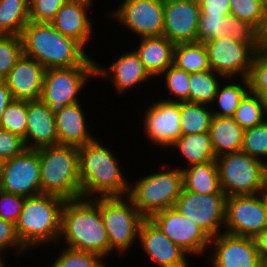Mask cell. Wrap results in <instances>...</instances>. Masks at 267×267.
<instances>
[{
    "instance_id": "cell-52",
    "label": "cell",
    "mask_w": 267,
    "mask_h": 267,
    "mask_svg": "<svg viewBox=\"0 0 267 267\" xmlns=\"http://www.w3.org/2000/svg\"><path fill=\"white\" fill-rule=\"evenodd\" d=\"M262 194H263V196H264V198L266 200V203H267V182H266V185H265V187H264V189L262 191Z\"/></svg>"
},
{
    "instance_id": "cell-20",
    "label": "cell",
    "mask_w": 267,
    "mask_h": 267,
    "mask_svg": "<svg viewBox=\"0 0 267 267\" xmlns=\"http://www.w3.org/2000/svg\"><path fill=\"white\" fill-rule=\"evenodd\" d=\"M224 36L240 43L261 44V33L246 21L233 15L200 14L196 42L206 43Z\"/></svg>"
},
{
    "instance_id": "cell-48",
    "label": "cell",
    "mask_w": 267,
    "mask_h": 267,
    "mask_svg": "<svg viewBox=\"0 0 267 267\" xmlns=\"http://www.w3.org/2000/svg\"><path fill=\"white\" fill-rule=\"evenodd\" d=\"M258 254L264 263L267 260V227L254 238Z\"/></svg>"
},
{
    "instance_id": "cell-14",
    "label": "cell",
    "mask_w": 267,
    "mask_h": 267,
    "mask_svg": "<svg viewBox=\"0 0 267 267\" xmlns=\"http://www.w3.org/2000/svg\"><path fill=\"white\" fill-rule=\"evenodd\" d=\"M0 189L25 198L41 194L38 149L26 148L17 156L3 161Z\"/></svg>"
},
{
    "instance_id": "cell-41",
    "label": "cell",
    "mask_w": 267,
    "mask_h": 267,
    "mask_svg": "<svg viewBox=\"0 0 267 267\" xmlns=\"http://www.w3.org/2000/svg\"><path fill=\"white\" fill-rule=\"evenodd\" d=\"M22 54L21 36L0 35V80L7 77Z\"/></svg>"
},
{
    "instance_id": "cell-56",
    "label": "cell",
    "mask_w": 267,
    "mask_h": 267,
    "mask_svg": "<svg viewBox=\"0 0 267 267\" xmlns=\"http://www.w3.org/2000/svg\"><path fill=\"white\" fill-rule=\"evenodd\" d=\"M263 267H267V260L263 263Z\"/></svg>"
},
{
    "instance_id": "cell-42",
    "label": "cell",
    "mask_w": 267,
    "mask_h": 267,
    "mask_svg": "<svg viewBox=\"0 0 267 267\" xmlns=\"http://www.w3.org/2000/svg\"><path fill=\"white\" fill-rule=\"evenodd\" d=\"M248 80L251 92L262 98L267 94V48L262 47L254 58Z\"/></svg>"
},
{
    "instance_id": "cell-38",
    "label": "cell",
    "mask_w": 267,
    "mask_h": 267,
    "mask_svg": "<svg viewBox=\"0 0 267 267\" xmlns=\"http://www.w3.org/2000/svg\"><path fill=\"white\" fill-rule=\"evenodd\" d=\"M27 110V100H12L4 110L0 121V129L24 138L27 128Z\"/></svg>"
},
{
    "instance_id": "cell-32",
    "label": "cell",
    "mask_w": 267,
    "mask_h": 267,
    "mask_svg": "<svg viewBox=\"0 0 267 267\" xmlns=\"http://www.w3.org/2000/svg\"><path fill=\"white\" fill-rule=\"evenodd\" d=\"M29 22V0H0V35L20 36Z\"/></svg>"
},
{
    "instance_id": "cell-31",
    "label": "cell",
    "mask_w": 267,
    "mask_h": 267,
    "mask_svg": "<svg viewBox=\"0 0 267 267\" xmlns=\"http://www.w3.org/2000/svg\"><path fill=\"white\" fill-rule=\"evenodd\" d=\"M173 65L188 73L211 70L208 54L204 43H177L173 51Z\"/></svg>"
},
{
    "instance_id": "cell-16",
    "label": "cell",
    "mask_w": 267,
    "mask_h": 267,
    "mask_svg": "<svg viewBox=\"0 0 267 267\" xmlns=\"http://www.w3.org/2000/svg\"><path fill=\"white\" fill-rule=\"evenodd\" d=\"M147 108L143 112L144 119H141L145 136H148L149 141L157 145L156 147L160 145L167 149L181 136L179 103L164 100L163 97L152 101Z\"/></svg>"
},
{
    "instance_id": "cell-21",
    "label": "cell",
    "mask_w": 267,
    "mask_h": 267,
    "mask_svg": "<svg viewBox=\"0 0 267 267\" xmlns=\"http://www.w3.org/2000/svg\"><path fill=\"white\" fill-rule=\"evenodd\" d=\"M115 61H112L109 67L99 65L96 62V79L108 78L115 86L116 92L124 94L127 90H131L137 85L140 87V83L147 82L146 80L153 78L145 69L143 62L139 59L134 49H130L127 52L117 57ZM110 76V77H109Z\"/></svg>"
},
{
    "instance_id": "cell-29",
    "label": "cell",
    "mask_w": 267,
    "mask_h": 267,
    "mask_svg": "<svg viewBox=\"0 0 267 267\" xmlns=\"http://www.w3.org/2000/svg\"><path fill=\"white\" fill-rule=\"evenodd\" d=\"M170 148L172 151V148L179 150V156L183 155L182 157L187 160V166L216 160L208 133L181 135Z\"/></svg>"
},
{
    "instance_id": "cell-37",
    "label": "cell",
    "mask_w": 267,
    "mask_h": 267,
    "mask_svg": "<svg viewBox=\"0 0 267 267\" xmlns=\"http://www.w3.org/2000/svg\"><path fill=\"white\" fill-rule=\"evenodd\" d=\"M164 77L165 89L173 95V97L167 96L164 100L172 102H190V75L183 69L171 65L168 67L159 77ZM170 97V98H169Z\"/></svg>"
},
{
    "instance_id": "cell-3",
    "label": "cell",
    "mask_w": 267,
    "mask_h": 267,
    "mask_svg": "<svg viewBox=\"0 0 267 267\" xmlns=\"http://www.w3.org/2000/svg\"><path fill=\"white\" fill-rule=\"evenodd\" d=\"M20 36L23 55L36 60L45 69L96 65L80 42L63 35L51 23L30 21Z\"/></svg>"
},
{
    "instance_id": "cell-53",
    "label": "cell",
    "mask_w": 267,
    "mask_h": 267,
    "mask_svg": "<svg viewBox=\"0 0 267 267\" xmlns=\"http://www.w3.org/2000/svg\"><path fill=\"white\" fill-rule=\"evenodd\" d=\"M263 100H264L265 109H266V112H267V94L263 97Z\"/></svg>"
},
{
    "instance_id": "cell-36",
    "label": "cell",
    "mask_w": 267,
    "mask_h": 267,
    "mask_svg": "<svg viewBox=\"0 0 267 267\" xmlns=\"http://www.w3.org/2000/svg\"><path fill=\"white\" fill-rule=\"evenodd\" d=\"M230 14L261 33L267 20V0H230Z\"/></svg>"
},
{
    "instance_id": "cell-50",
    "label": "cell",
    "mask_w": 267,
    "mask_h": 267,
    "mask_svg": "<svg viewBox=\"0 0 267 267\" xmlns=\"http://www.w3.org/2000/svg\"><path fill=\"white\" fill-rule=\"evenodd\" d=\"M261 44L262 47L267 48V20L264 30L261 32Z\"/></svg>"
},
{
    "instance_id": "cell-22",
    "label": "cell",
    "mask_w": 267,
    "mask_h": 267,
    "mask_svg": "<svg viewBox=\"0 0 267 267\" xmlns=\"http://www.w3.org/2000/svg\"><path fill=\"white\" fill-rule=\"evenodd\" d=\"M92 5L91 0H67L50 23L60 33L77 40L86 48L94 33L93 21L88 17Z\"/></svg>"
},
{
    "instance_id": "cell-17",
    "label": "cell",
    "mask_w": 267,
    "mask_h": 267,
    "mask_svg": "<svg viewBox=\"0 0 267 267\" xmlns=\"http://www.w3.org/2000/svg\"><path fill=\"white\" fill-rule=\"evenodd\" d=\"M211 267H263L254 239L220 233L210 241ZM212 249V250H211Z\"/></svg>"
},
{
    "instance_id": "cell-35",
    "label": "cell",
    "mask_w": 267,
    "mask_h": 267,
    "mask_svg": "<svg viewBox=\"0 0 267 267\" xmlns=\"http://www.w3.org/2000/svg\"><path fill=\"white\" fill-rule=\"evenodd\" d=\"M222 76L208 70L191 73L190 75V103H199L211 106Z\"/></svg>"
},
{
    "instance_id": "cell-33",
    "label": "cell",
    "mask_w": 267,
    "mask_h": 267,
    "mask_svg": "<svg viewBox=\"0 0 267 267\" xmlns=\"http://www.w3.org/2000/svg\"><path fill=\"white\" fill-rule=\"evenodd\" d=\"M209 105L180 102L181 135L208 133L213 118Z\"/></svg>"
},
{
    "instance_id": "cell-27",
    "label": "cell",
    "mask_w": 267,
    "mask_h": 267,
    "mask_svg": "<svg viewBox=\"0 0 267 267\" xmlns=\"http://www.w3.org/2000/svg\"><path fill=\"white\" fill-rule=\"evenodd\" d=\"M208 134L216 158L241 151L244 129L232 117L213 116Z\"/></svg>"
},
{
    "instance_id": "cell-55",
    "label": "cell",
    "mask_w": 267,
    "mask_h": 267,
    "mask_svg": "<svg viewBox=\"0 0 267 267\" xmlns=\"http://www.w3.org/2000/svg\"><path fill=\"white\" fill-rule=\"evenodd\" d=\"M2 164H3V160L0 159V174H1Z\"/></svg>"
},
{
    "instance_id": "cell-54",
    "label": "cell",
    "mask_w": 267,
    "mask_h": 267,
    "mask_svg": "<svg viewBox=\"0 0 267 267\" xmlns=\"http://www.w3.org/2000/svg\"><path fill=\"white\" fill-rule=\"evenodd\" d=\"M265 171H266V182H267V161L265 163Z\"/></svg>"
},
{
    "instance_id": "cell-13",
    "label": "cell",
    "mask_w": 267,
    "mask_h": 267,
    "mask_svg": "<svg viewBox=\"0 0 267 267\" xmlns=\"http://www.w3.org/2000/svg\"><path fill=\"white\" fill-rule=\"evenodd\" d=\"M107 15L139 38L163 35L164 0H123Z\"/></svg>"
},
{
    "instance_id": "cell-8",
    "label": "cell",
    "mask_w": 267,
    "mask_h": 267,
    "mask_svg": "<svg viewBox=\"0 0 267 267\" xmlns=\"http://www.w3.org/2000/svg\"><path fill=\"white\" fill-rule=\"evenodd\" d=\"M219 182L227 197L262 193L266 185L265 163L243 151L216 158Z\"/></svg>"
},
{
    "instance_id": "cell-9",
    "label": "cell",
    "mask_w": 267,
    "mask_h": 267,
    "mask_svg": "<svg viewBox=\"0 0 267 267\" xmlns=\"http://www.w3.org/2000/svg\"><path fill=\"white\" fill-rule=\"evenodd\" d=\"M90 78H96V65L46 69L40 100L55 115L65 106L80 102V92Z\"/></svg>"
},
{
    "instance_id": "cell-26",
    "label": "cell",
    "mask_w": 267,
    "mask_h": 267,
    "mask_svg": "<svg viewBox=\"0 0 267 267\" xmlns=\"http://www.w3.org/2000/svg\"><path fill=\"white\" fill-rule=\"evenodd\" d=\"M134 50L143 62L145 69L153 77H159L173 64L175 44L164 35L139 38Z\"/></svg>"
},
{
    "instance_id": "cell-19",
    "label": "cell",
    "mask_w": 267,
    "mask_h": 267,
    "mask_svg": "<svg viewBox=\"0 0 267 267\" xmlns=\"http://www.w3.org/2000/svg\"><path fill=\"white\" fill-rule=\"evenodd\" d=\"M138 241L144 253L160 267H190L188 254L173 243L150 219L145 218L139 228Z\"/></svg>"
},
{
    "instance_id": "cell-4",
    "label": "cell",
    "mask_w": 267,
    "mask_h": 267,
    "mask_svg": "<svg viewBox=\"0 0 267 267\" xmlns=\"http://www.w3.org/2000/svg\"><path fill=\"white\" fill-rule=\"evenodd\" d=\"M65 199L52 194L26 197L16 225L22 245L29 251L59 243Z\"/></svg>"
},
{
    "instance_id": "cell-40",
    "label": "cell",
    "mask_w": 267,
    "mask_h": 267,
    "mask_svg": "<svg viewBox=\"0 0 267 267\" xmlns=\"http://www.w3.org/2000/svg\"><path fill=\"white\" fill-rule=\"evenodd\" d=\"M241 151L266 163L267 119L253 128L244 130Z\"/></svg>"
},
{
    "instance_id": "cell-24",
    "label": "cell",
    "mask_w": 267,
    "mask_h": 267,
    "mask_svg": "<svg viewBox=\"0 0 267 267\" xmlns=\"http://www.w3.org/2000/svg\"><path fill=\"white\" fill-rule=\"evenodd\" d=\"M23 139L28 149L58 145L55 115L41 100L28 101L27 128Z\"/></svg>"
},
{
    "instance_id": "cell-34",
    "label": "cell",
    "mask_w": 267,
    "mask_h": 267,
    "mask_svg": "<svg viewBox=\"0 0 267 267\" xmlns=\"http://www.w3.org/2000/svg\"><path fill=\"white\" fill-rule=\"evenodd\" d=\"M232 118L244 130L262 123L267 119L263 98L249 90L241 99Z\"/></svg>"
},
{
    "instance_id": "cell-15",
    "label": "cell",
    "mask_w": 267,
    "mask_h": 267,
    "mask_svg": "<svg viewBox=\"0 0 267 267\" xmlns=\"http://www.w3.org/2000/svg\"><path fill=\"white\" fill-rule=\"evenodd\" d=\"M150 219L188 255L200 257L206 250H209L211 241L209 235L174 207L158 211Z\"/></svg>"
},
{
    "instance_id": "cell-46",
    "label": "cell",
    "mask_w": 267,
    "mask_h": 267,
    "mask_svg": "<svg viewBox=\"0 0 267 267\" xmlns=\"http://www.w3.org/2000/svg\"><path fill=\"white\" fill-rule=\"evenodd\" d=\"M26 149L24 139L14 133L0 129V159L5 161Z\"/></svg>"
},
{
    "instance_id": "cell-11",
    "label": "cell",
    "mask_w": 267,
    "mask_h": 267,
    "mask_svg": "<svg viewBox=\"0 0 267 267\" xmlns=\"http://www.w3.org/2000/svg\"><path fill=\"white\" fill-rule=\"evenodd\" d=\"M226 198L225 193L200 194L183 188L174 208L212 238L224 232Z\"/></svg>"
},
{
    "instance_id": "cell-1",
    "label": "cell",
    "mask_w": 267,
    "mask_h": 267,
    "mask_svg": "<svg viewBox=\"0 0 267 267\" xmlns=\"http://www.w3.org/2000/svg\"><path fill=\"white\" fill-rule=\"evenodd\" d=\"M106 146L95 138L78 148L82 198L128 196L130 182L123 175L115 152Z\"/></svg>"
},
{
    "instance_id": "cell-23",
    "label": "cell",
    "mask_w": 267,
    "mask_h": 267,
    "mask_svg": "<svg viewBox=\"0 0 267 267\" xmlns=\"http://www.w3.org/2000/svg\"><path fill=\"white\" fill-rule=\"evenodd\" d=\"M45 70L36 60L22 54L4 79L13 99L40 100Z\"/></svg>"
},
{
    "instance_id": "cell-25",
    "label": "cell",
    "mask_w": 267,
    "mask_h": 267,
    "mask_svg": "<svg viewBox=\"0 0 267 267\" xmlns=\"http://www.w3.org/2000/svg\"><path fill=\"white\" fill-rule=\"evenodd\" d=\"M85 115L83 105L80 102L67 105L55 114L58 145L79 148L96 138L93 132L88 130L89 126Z\"/></svg>"
},
{
    "instance_id": "cell-10",
    "label": "cell",
    "mask_w": 267,
    "mask_h": 267,
    "mask_svg": "<svg viewBox=\"0 0 267 267\" xmlns=\"http://www.w3.org/2000/svg\"><path fill=\"white\" fill-rule=\"evenodd\" d=\"M205 44L210 69L225 81L231 78H248L254 58L262 44H246L234 41L230 36L212 39Z\"/></svg>"
},
{
    "instance_id": "cell-51",
    "label": "cell",
    "mask_w": 267,
    "mask_h": 267,
    "mask_svg": "<svg viewBox=\"0 0 267 267\" xmlns=\"http://www.w3.org/2000/svg\"><path fill=\"white\" fill-rule=\"evenodd\" d=\"M10 265H7L6 264V261H5V256L4 258L3 257H0V267H9Z\"/></svg>"
},
{
    "instance_id": "cell-28",
    "label": "cell",
    "mask_w": 267,
    "mask_h": 267,
    "mask_svg": "<svg viewBox=\"0 0 267 267\" xmlns=\"http://www.w3.org/2000/svg\"><path fill=\"white\" fill-rule=\"evenodd\" d=\"M183 188L200 194L224 193L216 161L182 167Z\"/></svg>"
},
{
    "instance_id": "cell-49",
    "label": "cell",
    "mask_w": 267,
    "mask_h": 267,
    "mask_svg": "<svg viewBox=\"0 0 267 267\" xmlns=\"http://www.w3.org/2000/svg\"><path fill=\"white\" fill-rule=\"evenodd\" d=\"M14 100L4 80H0V121L8 104Z\"/></svg>"
},
{
    "instance_id": "cell-44",
    "label": "cell",
    "mask_w": 267,
    "mask_h": 267,
    "mask_svg": "<svg viewBox=\"0 0 267 267\" xmlns=\"http://www.w3.org/2000/svg\"><path fill=\"white\" fill-rule=\"evenodd\" d=\"M9 249H13L12 254L16 251V256L25 254L27 251L17 235L16 225L0 218V257H3V254Z\"/></svg>"
},
{
    "instance_id": "cell-7",
    "label": "cell",
    "mask_w": 267,
    "mask_h": 267,
    "mask_svg": "<svg viewBox=\"0 0 267 267\" xmlns=\"http://www.w3.org/2000/svg\"><path fill=\"white\" fill-rule=\"evenodd\" d=\"M101 217L108 235L110 254H123L137 243L145 217L128 196L100 197ZM136 241V242H135Z\"/></svg>"
},
{
    "instance_id": "cell-45",
    "label": "cell",
    "mask_w": 267,
    "mask_h": 267,
    "mask_svg": "<svg viewBox=\"0 0 267 267\" xmlns=\"http://www.w3.org/2000/svg\"><path fill=\"white\" fill-rule=\"evenodd\" d=\"M24 202L25 197L0 189V218L16 224Z\"/></svg>"
},
{
    "instance_id": "cell-6",
    "label": "cell",
    "mask_w": 267,
    "mask_h": 267,
    "mask_svg": "<svg viewBox=\"0 0 267 267\" xmlns=\"http://www.w3.org/2000/svg\"><path fill=\"white\" fill-rule=\"evenodd\" d=\"M161 169L130 183L128 197L137 210L150 218L154 213L174 207L183 189V173L179 166Z\"/></svg>"
},
{
    "instance_id": "cell-5",
    "label": "cell",
    "mask_w": 267,
    "mask_h": 267,
    "mask_svg": "<svg viewBox=\"0 0 267 267\" xmlns=\"http://www.w3.org/2000/svg\"><path fill=\"white\" fill-rule=\"evenodd\" d=\"M41 194L65 200L81 198L78 148L53 145L38 149Z\"/></svg>"
},
{
    "instance_id": "cell-18",
    "label": "cell",
    "mask_w": 267,
    "mask_h": 267,
    "mask_svg": "<svg viewBox=\"0 0 267 267\" xmlns=\"http://www.w3.org/2000/svg\"><path fill=\"white\" fill-rule=\"evenodd\" d=\"M199 17L197 0H164L163 35L174 44L196 42Z\"/></svg>"
},
{
    "instance_id": "cell-43",
    "label": "cell",
    "mask_w": 267,
    "mask_h": 267,
    "mask_svg": "<svg viewBox=\"0 0 267 267\" xmlns=\"http://www.w3.org/2000/svg\"><path fill=\"white\" fill-rule=\"evenodd\" d=\"M67 0H29V21L50 23Z\"/></svg>"
},
{
    "instance_id": "cell-39",
    "label": "cell",
    "mask_w": 267,
    "mask_h": 267,
    "mask_svg": "<svg viewBox=\"0 0 267 267\" xmlns=\"http://www.w3.org/2000/svg\"><path fill=\"white\" fill-rule=\"evenodd\" d=\"M50 267H106V261L98 254L65 246ZM103 259V260H102Z\"/></svg>"
},
{
    "instance_id": "cell-2",
    "label": "cell",
    "mask_w": 267,
    "mask_h": 267,
    "mask_svg": "<svg viewBox=\"0 0 267 267\" xmlns=\"http://www.w3.org/2000/svg\"><path fill=\"white\" fill-rule=\"evenodd\" d=\"M64 241H62V240ZM66 247L110 256L108 235L101 217L100 197L66 200L61 212L59 242Z\"/></svg>"
},
{
    "instance_id": "cell-30",
    "label": "cell",
    "mask_w": 267,
    "mask_h": 267,
    "mask_svg": "<svg viewBox=\"0 0 267 267\" xmlns=\"http://www.w3.org/2000/svg\"><path fill=\"white\" fill-rule=\"evenodd\" d=\"M242 84L233 82V78L231 82L226 84L220 83L216 96L211 104L213 116L218 117H233L235 110L239 106L241 99L245 96V94L250 90L249 88V80L248 78H241ZM218 107V108H214ZM217 105V106H216Z\"/></svg>"
},
{
    "instance_id": "cell-47",
    "label": "cell",
    "mask_w": 267,
    "mask_h": 267,
    "mask_svg": "<svg viewBox=\"0 0 267 267\" xmlns=\"http://www.w3.org/2000/svg\"><path fill=\"white\" fill-rule=\"evenodd\" d=\"M200 14L231 15L230 0H197Z\"/></svg>"
},
{
    "instance_id": "cell-12",
    "label": "cell",
    "mask_w": 267,
    "mask_h": 267,
    "mask_svg": "<svg viewBox=\"0 0 267 267\" xmlns=\"http://www.w3.org/2000/svg\"><path fill=\"white\" fill-rule=\"evenodd\" d=\"M267 227V203L262 193L226 198L224 232L254 238Z\"/></svg>"
}]
</instances>
